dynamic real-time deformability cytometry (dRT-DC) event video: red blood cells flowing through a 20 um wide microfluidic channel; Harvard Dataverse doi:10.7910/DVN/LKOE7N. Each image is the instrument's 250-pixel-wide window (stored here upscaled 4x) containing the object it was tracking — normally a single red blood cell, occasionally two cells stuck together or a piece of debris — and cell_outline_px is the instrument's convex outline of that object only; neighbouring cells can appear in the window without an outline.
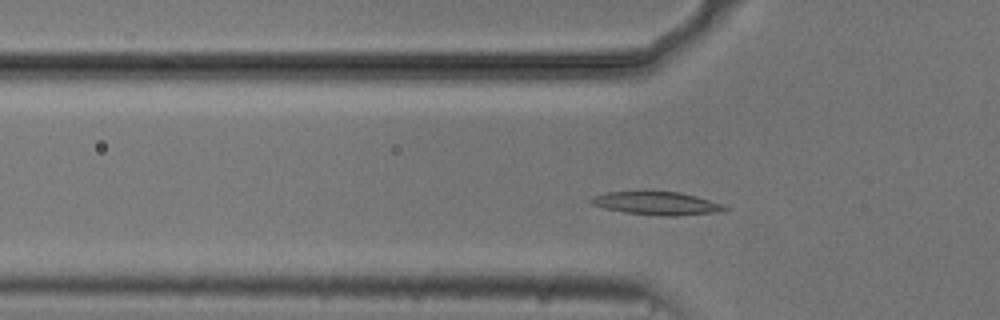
{"species": "common noctule bat (a hibernating species)", "species_latin": "Nyctalus noctula", "temperature_condition": "cold", "stored_images_in_passage": 48, "camera_frame_rate_fps": 3000, "um_per_image_px": 0.085, "animal": {"sex": "male", "body_mass_g": 20.5, "forearm_length_mm": 52.5}, "frame": {"image": 1, "passage_image": 11, "time_ms": 3.333, "image_size_px": [1000, 320], "cell_outline_px": [[732, 208], [728, 212], [676, 216], [664, 216], [624, 212], [604, 208], [592, 204], [588, 200], [592, 196], [608, 192], [680, 192], [696, 196]], "centroid_in_image_um": [55.89, 17.3], "position_along_channel_um": 69.9, "area_um2": 18.09}}
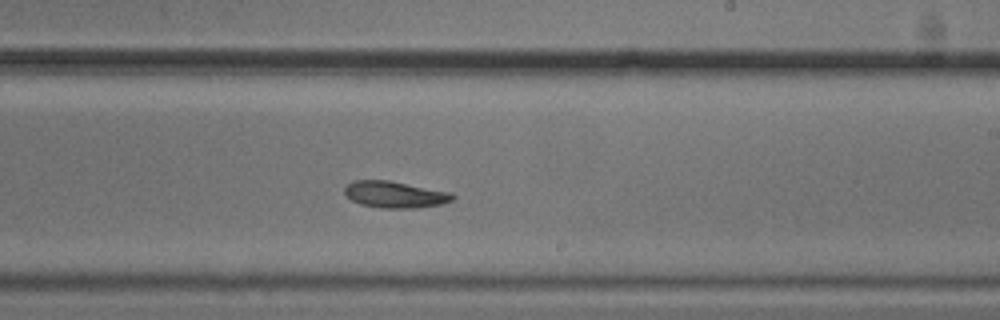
{"frame": {"image": 2, "passage_image": 26, "time_ms": 8.333, "image_size_px": [1000, 320], "cell_outline_px": [[456, 196], [452, 200], [440, 204], [416, 208], [380, 208], [360, 204], [352, 200], [344, 192], [344, 188], [352, 180], [388, 180], [452, 192]], "centroid_in_image_um": [33.57, 16.53], "position_along_channel_um": 255.4, "area_um2": 16.76}}
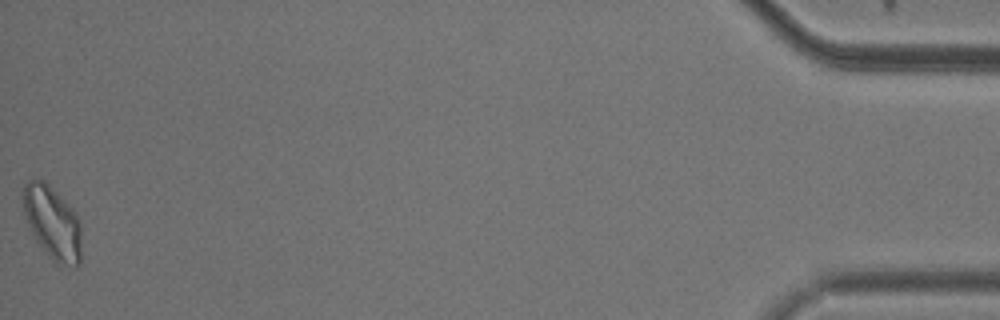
{"frame": {"image": 3, "passage_image": 48, "time_ms": 15.667, "image_size_px": [1000, 320], "cell_outline_px": [[80, 264], [76, 268], [60, 264], [52, 260], [36, 240], [28, 224], [24, 212], [24, 184], [28, 180], [40, 176], [76, 212], [80, 220]], "centroid_in_image_um": [4.47, 18.92], "position_along_channel_um": 430.7, "area_um2": 24.8}, "authors_computed_cell_mechanics": {"area_um2": 17.3111, "velocity_mm_per_s": 3.7037, "shape_relaxation_time_tau1_ms": 4.1107, "shape_relaxation_time_tau2_ms": null, "deformation_change_tau1": 0.1046, "deformation_change_tau2": null}}